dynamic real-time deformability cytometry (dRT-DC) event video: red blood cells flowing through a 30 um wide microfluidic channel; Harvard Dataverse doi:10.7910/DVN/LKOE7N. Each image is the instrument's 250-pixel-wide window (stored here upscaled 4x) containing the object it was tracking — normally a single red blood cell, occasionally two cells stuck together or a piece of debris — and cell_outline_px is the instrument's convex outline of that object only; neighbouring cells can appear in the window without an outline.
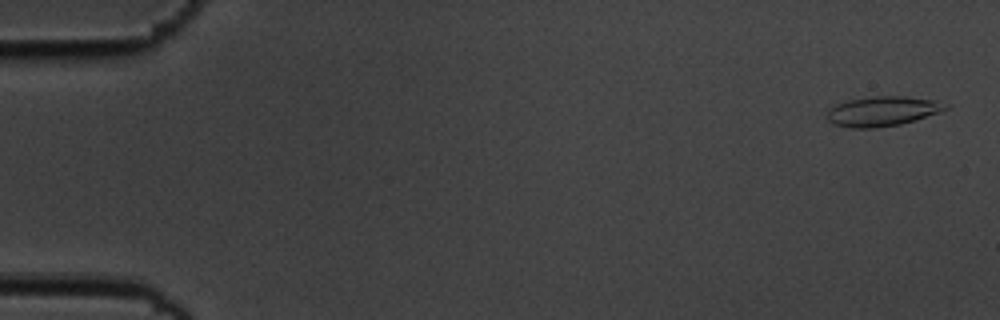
{"species": "common noctule bat (a hibernating species)", "species_latin": "Nyctalus noctula", "temperature_condition": "cold", "stored_images_in_passage": 3, "camera_frame_rate_fps": 3000, "um_per_image_px": 0.085, "animal": {"sex": "male", "body_mass_g": 19.5, "forearm_length_mm": 54.6}, "frame": {"image": 1, "passage_image": 1, "time_ms": 0.0, "image_size_px": [1000, 320], "cell_outline_px": [[948, 108], [940, 112], [916, 120], [900, 124], [876, 128], [848, 128], [832, 124], [824, 116], [836, 104], [848, 100], [872, 96], [904, 96], [932, 100], [948, 104]], "centroid_in_image_um": [74.98, 9.47], "position_along_channel_um": 10.0, "area_um2": 20.63}}